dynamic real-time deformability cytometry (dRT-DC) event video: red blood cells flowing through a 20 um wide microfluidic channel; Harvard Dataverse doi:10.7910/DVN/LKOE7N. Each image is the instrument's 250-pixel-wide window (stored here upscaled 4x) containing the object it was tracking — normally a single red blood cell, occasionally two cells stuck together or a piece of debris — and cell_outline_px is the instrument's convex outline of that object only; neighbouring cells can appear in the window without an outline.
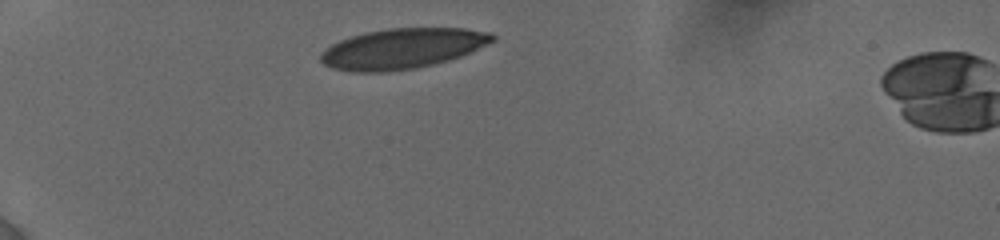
{"species": "human", "species_latin": "Homo sapiens", "temperature_condition": "cold", "stored_images_in_passage": 2, "camera_frame_rate_fps": 3000, "um_per_image_px": 0.085, "donor": {"sex": "female"}, "frame": {"image": 1, "passage_image": 1, "time_ms": 0.0, "image_size_px": [1000, 240], "cell_outline_px": [[496, 40], [488, 44], [460, 56], [448, 60], [416, 68], [384, 72], [356, 72], [332, 68], [324, 64], [320, 60], [320, 52], [332, 44], [340, 40], [364, 32], [388, 28], [464, 28], [492, 32], [496, 36]], "centroid_in_image_um": [34.21, 4.12], "position_along_channel_um": 50.8, "area_um2": 40.4}}